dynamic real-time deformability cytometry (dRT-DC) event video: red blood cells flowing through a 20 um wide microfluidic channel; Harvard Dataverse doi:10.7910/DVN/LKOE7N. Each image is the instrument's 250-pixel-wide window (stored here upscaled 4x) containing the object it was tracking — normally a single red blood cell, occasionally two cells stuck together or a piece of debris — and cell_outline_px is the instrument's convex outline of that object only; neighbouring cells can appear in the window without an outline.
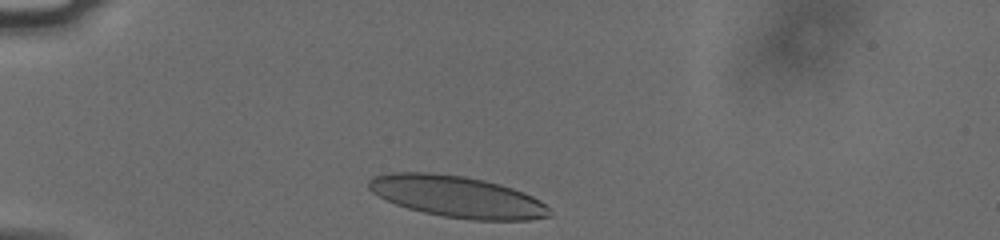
{"species": "human", "species_latin": "Homo sapiens", "temperature_condition": "cold", "stored_images_in_passage": 8, "camera_frame_rate_fps": 3000, "um_per_image_px": 0.085, "donor": {"sex": "male"}, "frame": {"image": 1, "passage_image": 1, "time_ms": 0.0, "image_size_px": [1000, 240], "cell_outline_px": [[552, 216], [528, 220], [472, 220], [444, 216], [424, 212], [408, 208], [396, 204], [372, 192], [368, 188], [368, 180], [372, 176], [392, 172], [432, 172], [464, 176], [484, 180], [500, 184], [524, 192], [540, 200], [552, 212]], "centroid_in_image_um": [38.87, 16.71], "position_along_channel_um": 46.1, "area_um2": 43.7}}
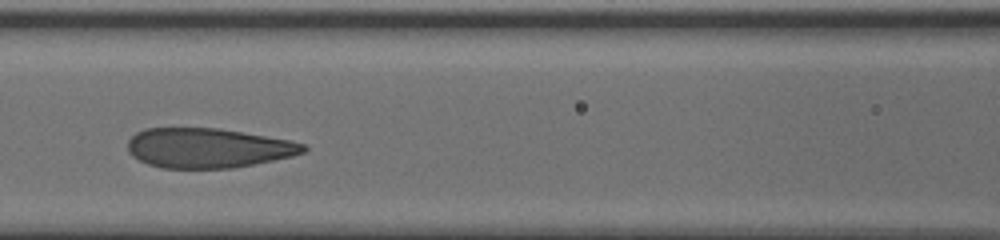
{"frame": {"image": 2, "passage_image": 5, "time_ms": 1.333, "image_size_px": [1000, 240], "cell_outline_px": [[308, 148], [304, 152], [292, 156], [232, 168], [160, 168], [148, 164], [132, 156], [128, 152], [128, 140], [136, 132], [148, 128], [220, 128], [288, 140], [304, 144]], "centroid_in_image_um": [17.64, 12.58], "position_along_channel_um": 149.0, "area_um2": 40.46}}
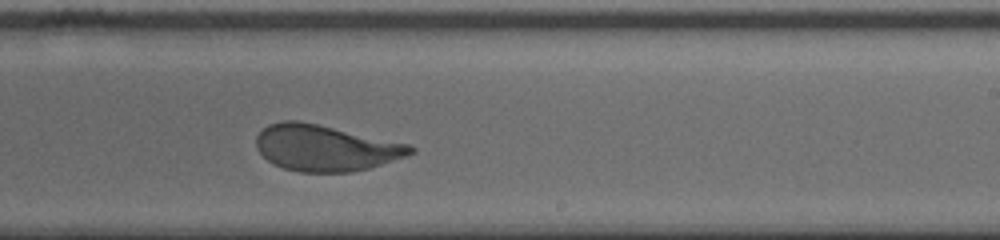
{"frame": {"image": 3, "passage_image": 8, "time_ms": 2.333, "image_size_px": [1000, 240], "cell_outline_px": [[416, 152], [368, 168], [352, 172], [300, 172], [284, 168], [268, 160], [256, 148], [256, 136], [268, 124], [284, 120], [296, 120], [316, 124], [408, 144], [416, 148]], "centroid_in_image_um": [27.63, 12.57], "position_along_channel_um": 261.4, "area_um2": 40.81}}